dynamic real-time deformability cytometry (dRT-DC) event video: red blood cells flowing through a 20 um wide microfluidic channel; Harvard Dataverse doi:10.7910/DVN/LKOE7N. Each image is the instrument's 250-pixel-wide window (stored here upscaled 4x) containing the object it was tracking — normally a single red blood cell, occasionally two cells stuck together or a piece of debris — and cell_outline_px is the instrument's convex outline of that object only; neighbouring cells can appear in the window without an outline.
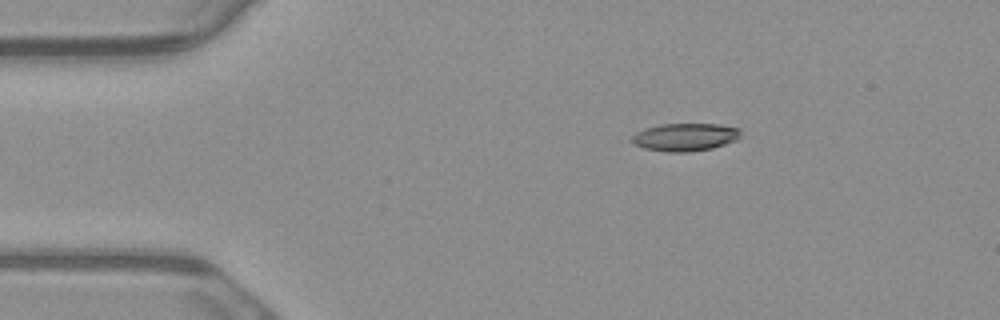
{"species": "common noctule bat (a hibernating species)", "species_latin": "Nyctalus noctula", "temperature_condition": "warm", "stored_images_in_passage": 6, "camera_frame_rate_fps": 3000, "um_per_image_px": 0.085, "animal": {"sex": "male", "body_mass_g": 23.1, "forearm_length_mm": 52.7}, "frame": {"image": 1, "passage_image": 1, "time_ms": 0.0, "image_size_px": [1000, 320], "cell_outline_px": [[740, 136], [736, 140], [712, 148], [688, 152], [668, 152], [644, 148], [632, 144], [624, 140], [636, 132], [644, 128], [660, 124], [720, 124], [740, 128]], "centroid_in_image_um": [58.14, 11.65], "position_along_channel_um": 26.9, "area_um2": 17.98}}
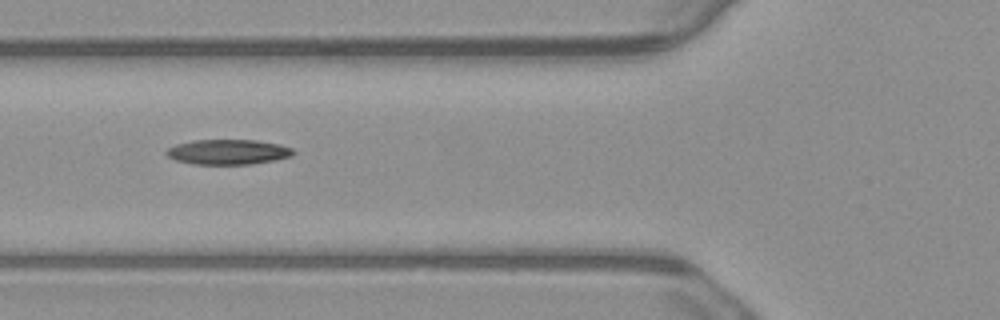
{"frame": {"image": 2, "passage_image": 4, "time_ms": 1.0, "image_size_px": [1000, 320], "cell_outline_px": [[296, 152], [292, 156], [276, 160], [252, 164], [192, 164], [176, 160], [168, 156], [164, 152], [168, 148], [176, 144], [192, 140], [256, 140], [280, 144], [292, 148]], "centroid_in_image_um": [19.4, 12.91], "position_along_channel_um": 106.4, "area_um2": 18.67}}
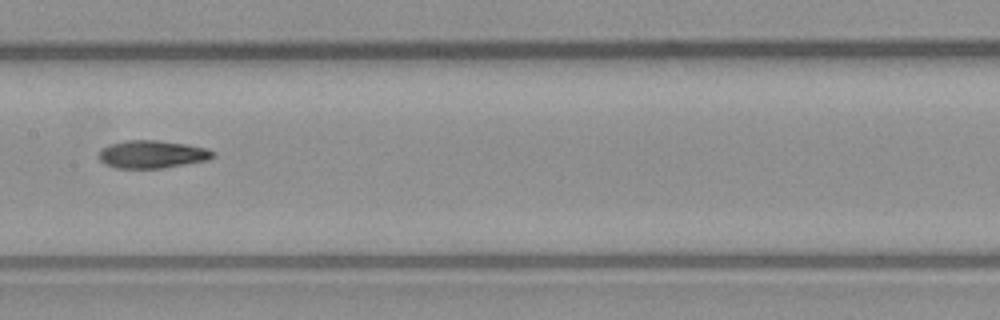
{"frame": {"image": 3, "passage_image": 6, "time_ms": 1.667, "image_size_px": [1000, 320], "cell_outline_px": [[216, 156], [208, 160], [164, 168], [116, 168], [104, 164], [100, 160], [100, 152], [104, 148], [112, 144], [128, 140], [156, 140], [184, 144], [208, 148], [216, 152]], "centroid_in_image_um": [13.0, 13.12], "position_along_channel_um": 194.4, "area_um2": 18.38}}